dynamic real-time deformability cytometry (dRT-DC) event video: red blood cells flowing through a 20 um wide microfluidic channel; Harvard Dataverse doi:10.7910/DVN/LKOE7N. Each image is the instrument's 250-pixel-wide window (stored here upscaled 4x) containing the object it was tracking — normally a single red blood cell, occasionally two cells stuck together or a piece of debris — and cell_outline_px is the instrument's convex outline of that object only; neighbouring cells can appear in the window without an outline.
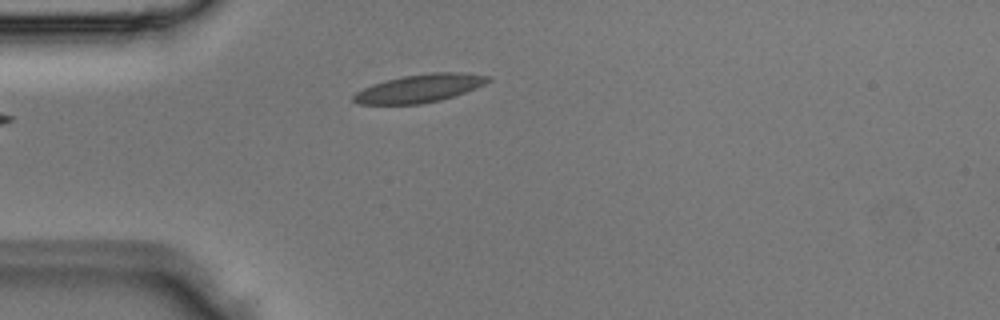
{"species": "Egyptian fruit bat (a non-hibernating species)", "species_latin": "Rousettus aegyptiacus", "temperature_condition": "room temperature", "stored_images_in_passage": 2, "camera_frame_rate_fps": 3000, "um_per_image_px": 0.085, "animal": {"sex": "male"}, "frame": {"image": 1, "passage_image": 2, "time_ms": 0.333, "image_size_px": [1000, 320], "cell_outline_px": [[492, 80], [476, 88], [440, 100], [420, 104], [360, 104], [352, 100], [352, 96], [356, 92], [372, 84], [404, 76], [432, 72], [464, 72], [492, 76]], "centroid_in_image_um": [35.7, 7.5], "position_along_channel_um": 49.3, "area_um2": 21.91}}